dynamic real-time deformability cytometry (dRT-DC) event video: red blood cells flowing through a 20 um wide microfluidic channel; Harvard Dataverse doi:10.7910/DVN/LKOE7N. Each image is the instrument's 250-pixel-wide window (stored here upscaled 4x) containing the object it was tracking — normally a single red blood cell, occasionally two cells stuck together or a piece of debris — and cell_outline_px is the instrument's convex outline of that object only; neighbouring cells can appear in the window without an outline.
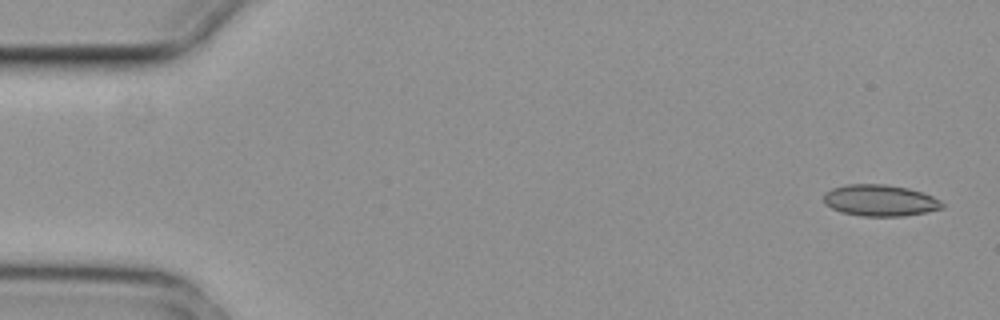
{"species": "common noctule bat (a hibernating species)", "species_latin": "Nyctalus noctula", "temperature_condition": "cold", "stored_images_in_passage": 5, "camera_frame_rate_fps": 3000, "um_per_image_px": 0.085, "animal": {"sex": "female", "body_mass_g": 29.2, "forearm_length_mm": 56.3}, "frame": {"image": 1, "passage_image": 1, "time_ms": 0.0, "image_size_px": [1000, 320], "cell_outline_px": [[944, 208], [904, 216], [860, 216], [840, 212], [824, 204], [824, 192], [832, 188], [848, 184], [884, 184], [908, 188], [932, 196], [940, 200], [944, 204]], "centroid_in_image_um": [74.77, 17.04], "position_along_channel_um": 10.2, "area_um2": 21.73}}
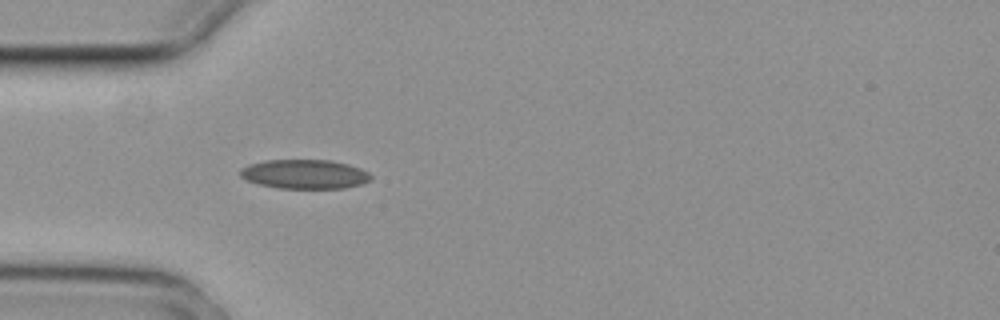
{"frame": {"image": 2, "passage_image": 5, "time_ms": 1.333, "image_size_px": [1000, 320], "cell_outline_px": [[372, 176], [364, 184], [344, 188], [276, 188], [256, 184], [240, 176], [240, 168], [248, 164], [264, 160], [328, 160], [348, 164], [360, 168], [368, 172]], "centroid_in_image_um": [25.87, 14.8], "position_along_channel_um": 59.1, "area_um2": 22.37}}